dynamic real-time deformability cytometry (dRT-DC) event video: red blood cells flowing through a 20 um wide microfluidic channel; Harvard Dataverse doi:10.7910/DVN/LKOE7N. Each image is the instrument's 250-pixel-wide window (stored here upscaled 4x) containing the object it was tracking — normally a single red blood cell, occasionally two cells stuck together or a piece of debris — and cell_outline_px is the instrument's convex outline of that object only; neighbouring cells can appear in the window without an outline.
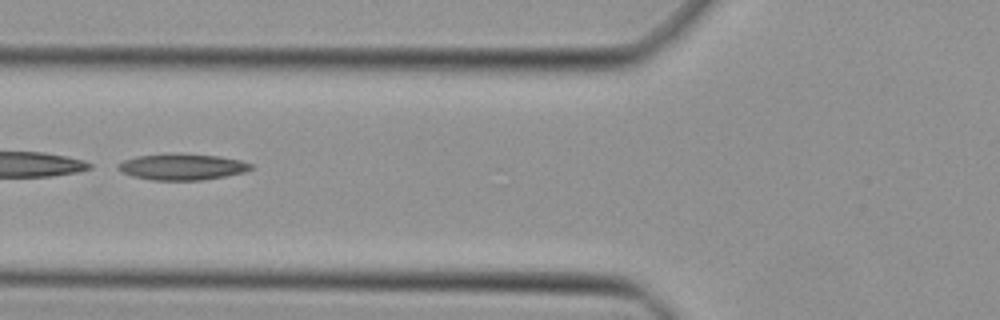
{"species": "Egyptian fruit bat (a non-hibernating species)", "species_latin": "Rousettus aegyptiacus", "temperature_condition": "cold", "stored_images_in_passage": 35, "camera_frame_rate_fps": 3000, "um_per_image_px": 0.085, "animal": {"sex": "female"}, "frame": {"image": 1, "passage_image": 7, "time_ms": 2.0, "image_size_px": [1000, 320], "cell_outline_px": [[252, 168], [244, 172], [224, 176], [200, 180], [152, 180], [132, 176], [120, 172], [116, 168], [116, 164], [124, 160], [136, 156], [180, 152], [220, 156], [240, 160], [252, 164]], "centroid_in_image_um": [15.43, 14.16], "position_along_channel_um": 110.4, "area_um2": 20.58}}
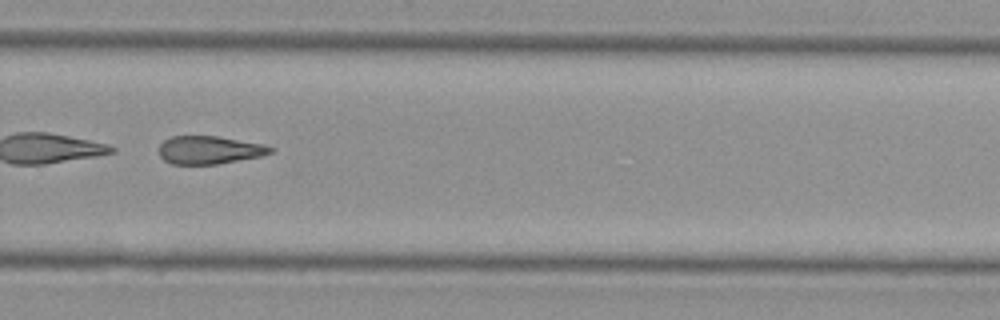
{"frame": {"image": 2, "passage_image": 21, "time_ms": 6.667, "image_size_px": [1000, 320], "cell_outline_px": [[276, 148], [272, 152], [260, 156], [216, 164], [172, 164], [164, 160], [160, 156], [160, 144], [164, 140], [172, 136], [216, 136], [264, 144]], "centroid_in_image_um": [17.8, 12.74], "position_along_channel_um": 312.0, "area_um2": 18.09}}
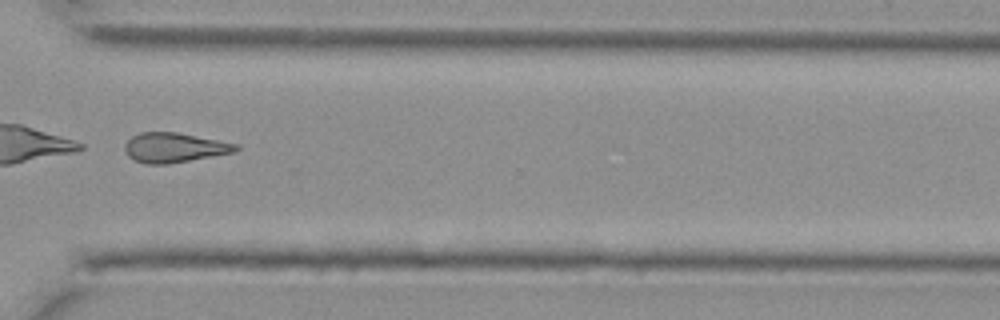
{"frame": {"image": 3, "passage_image": 24, "time_ms": 7.667, "image_size_px": [1000, 320], "cell_outline_px": [[240, 148], [232, 152], [168, 164], [144, 164], [128, 156], [124, 148], [124, 144], [132, 136], [140, 132], [176, 132], [240, 144]], "centroid_in_image_um": [14.79, 12.54], "position_along_channel_um": 355.8, "area_um2": 19.07}}